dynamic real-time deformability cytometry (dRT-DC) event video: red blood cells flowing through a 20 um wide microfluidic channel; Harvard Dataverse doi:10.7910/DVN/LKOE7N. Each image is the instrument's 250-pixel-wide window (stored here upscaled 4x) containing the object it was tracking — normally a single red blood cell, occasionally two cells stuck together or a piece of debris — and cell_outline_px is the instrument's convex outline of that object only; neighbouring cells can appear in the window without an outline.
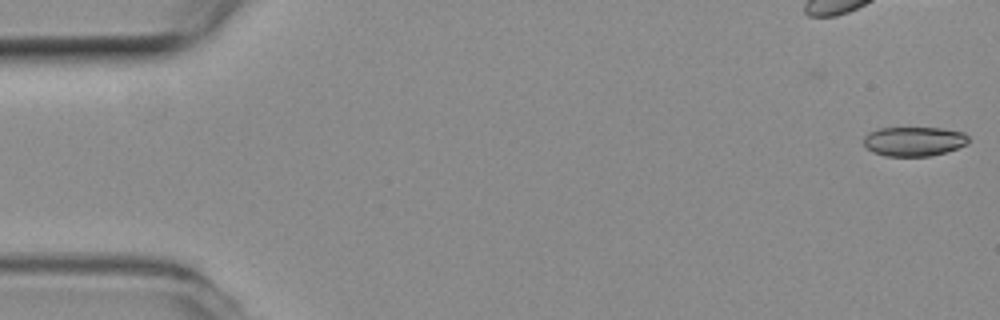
{"species": "common noctule bat (a hibernating species)", "species_latin": "Nyctalus noctula", "temperature_condition": "room temperature", "stored_images_in_passage": 11, "camera_frame_rate_fps": 3000, "um_per_image_px": 0.085, "animal": {"sex": "female", "body_mass_g": 19.3, "forearm_length_mm": 54.1}, "frame": {"image": 1, "passage_image": 1, "time_ms": 0.0, "image_size_px": [1000, 320], "cell_outline_px": [[968, 144], [944, 152], [928, 156], [884, 156], [872, 152], [864, 144], [864, 136], [868, 132], [876, 128], [940, 128], [964, 132], [968, 136]], "centroid_in_image_um": [77.66, 12.01], "position_along_channel_um": 7.3, "area_um2": 17.98}}